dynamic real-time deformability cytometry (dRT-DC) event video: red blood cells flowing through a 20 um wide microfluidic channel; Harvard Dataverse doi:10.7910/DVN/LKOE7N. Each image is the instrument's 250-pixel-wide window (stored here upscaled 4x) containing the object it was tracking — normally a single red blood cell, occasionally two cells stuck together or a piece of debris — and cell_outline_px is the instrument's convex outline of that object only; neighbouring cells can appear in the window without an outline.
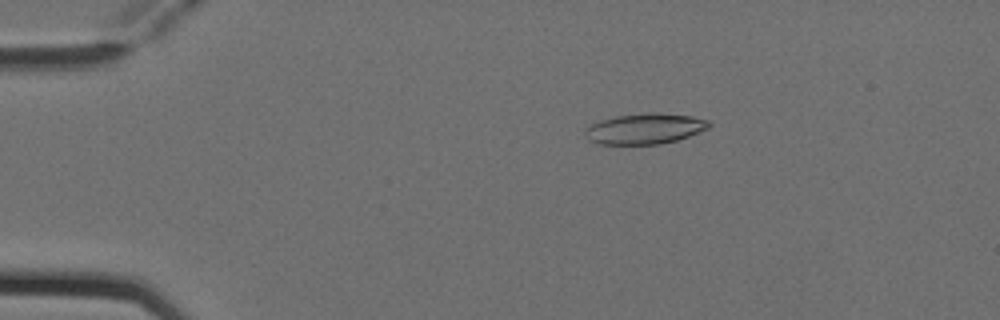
{"species": "Egyptian fruit bat (a non-hibernating species)", "species_latin": "Rousettus aegyptiacus", "temperature_condition": "cold", "stored_images_in_passage": 4, "camera_frame_rate_fps": 3000, "um_per_image_px": 0.085, "animal": {"sex": "female"}, "frame": {"image": 1, "passage_image": 2, "time_ms": 0.333, "image_size_px": [1000, 320], "cell_outline_px": [[712, 124], [708, 128], [700, 132], [676, 140], [660, 144], [596, 144], [588, 140], [584, 132], [584, 128], [600, 120], [616, 116], [692, 116], [708, 120]], "centroid_in_image_um": [54.75, 11.0], "position_along_channel_um": 30.2, "area_um2": 21.04}}